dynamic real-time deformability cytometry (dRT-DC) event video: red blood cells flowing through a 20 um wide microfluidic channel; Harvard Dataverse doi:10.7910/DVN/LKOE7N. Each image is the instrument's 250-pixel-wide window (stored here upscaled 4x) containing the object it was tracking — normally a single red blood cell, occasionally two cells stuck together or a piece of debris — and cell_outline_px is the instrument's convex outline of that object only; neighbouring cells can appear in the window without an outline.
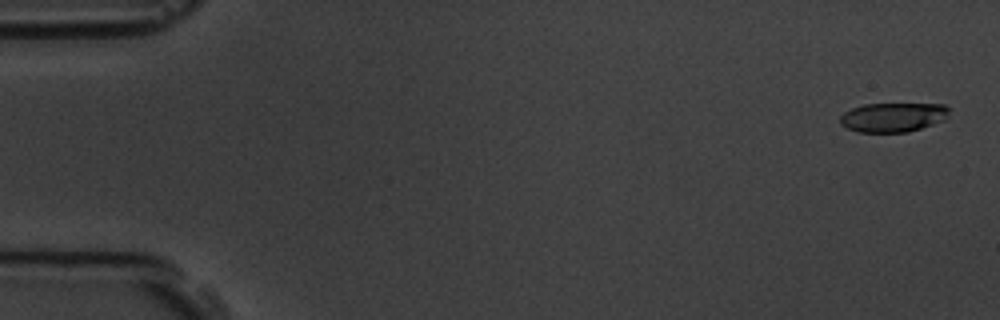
{"species": "common noctule bat (a hibernating species)", "species_latin": "Nyctalus noctula", "temperature_condition": "room temperature", "stored_images_in_passage": 5, "camera_frame_rate_fps": 3000, "um_per_image_px": 0.085, "animal": {"sex": "male", "body_mass_g": 19.5, "forearm_length_mm": 54.6}, "frame": {"image": 1, "passage_image": 1, "time_ms": 0.0, "image_size_px": [1000, 320], "cell_outline_px": [[948, 116], [944, 120], [908, 132], [860, 132], [848, 128], [840, 124], [840, 116], [844, 112], [852, 108], [864, 104], [944, 104], [948, 108]], "centroid_in_image_um": [75.89, 9.96], "position_along_channel_um": 9.1, "area_um2": 18.5}}
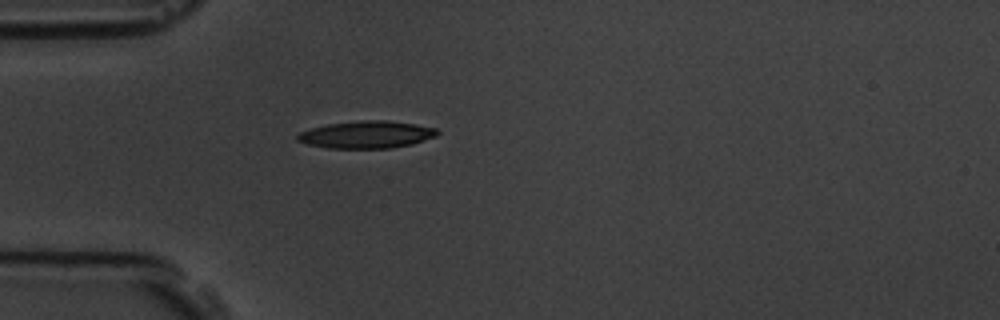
{"frame": {"image": 2, "passage_image": 5, "time_ms": 4.667, "image_size_px": [1000, 320], "cell_outline_px": [[440, 132], [436, 136], [412, 144], [388, 148], [328, 148], [308, 144], [296, 140], [296, 136], [300, 132], [312, 128], [328, 124], [364, 120], [388, 120], [436, 128]], "centroid_in_image_um": [31.15, 11.44], "position_along_channel_um": 53.8, "area_um2": 22.02}}